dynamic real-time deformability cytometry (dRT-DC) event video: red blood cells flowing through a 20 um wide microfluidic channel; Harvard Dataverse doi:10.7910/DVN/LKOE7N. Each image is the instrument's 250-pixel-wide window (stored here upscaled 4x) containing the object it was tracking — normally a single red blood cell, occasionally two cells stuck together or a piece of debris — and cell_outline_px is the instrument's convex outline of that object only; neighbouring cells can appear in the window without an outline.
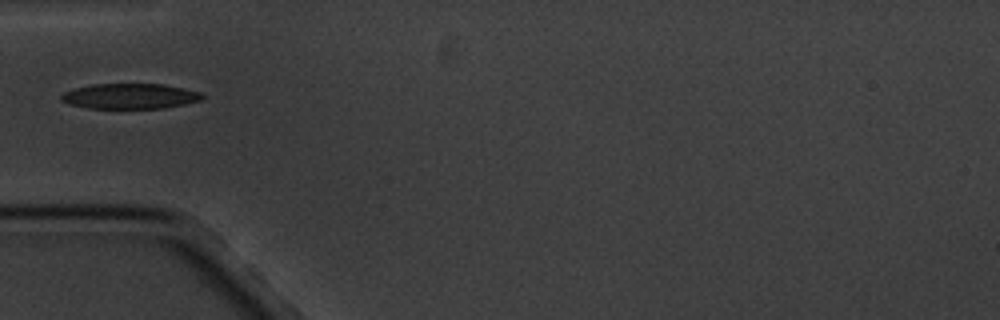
{"species": "common noctule bat (a hibernating species)", "species_latin": "Nyctalus noctula", "temperature_condition": "cold", "stored_images_in_passage": 6, "camera_frame_rate_fps": 3000, "um_per_image_px": 0.085, "animal": {"sex": "male", "body_mass_g": 20.1, "forearm_length_mm": 53.5}, "frame": {"image": 1, "passage_image": 6, "time_ms": 5.667, "image_size_px": [1000, 320], "cell_outline_px": [[204, 96], [200, 100], [184, 104], [164, 108], [88, 108], [68, 104], [60, 100], [60, 96], [64, 92], [76, 88], [92, 84], [164, 84], [204, 92]], "centroid_in_image_um": [11.06, 8.17], "position_along_channel_um": 73.9, "area_um2": 20.87}}